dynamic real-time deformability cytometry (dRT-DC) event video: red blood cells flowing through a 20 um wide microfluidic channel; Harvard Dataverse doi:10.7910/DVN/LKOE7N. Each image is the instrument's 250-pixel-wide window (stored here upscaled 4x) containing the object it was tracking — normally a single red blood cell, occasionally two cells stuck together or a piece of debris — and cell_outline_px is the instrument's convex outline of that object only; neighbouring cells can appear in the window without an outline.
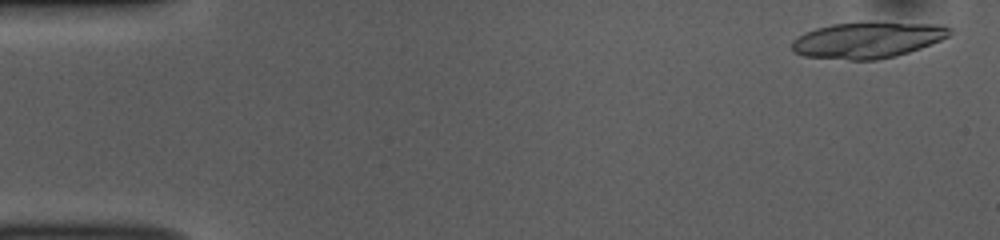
{"species": "common noctule bat (a hibernating species)", "species_latin": "Nyctalus noctula", "temperature_condition": "room temperature", "stored_images_in_passage": 38, "camera_frame_rate_fps": 3000, "um_per_image_px": 0.085, "animal": {"sex": "female", "body_mass_g": 10.0, "forearm_length_mm": 53.1}, "frame": {"image": 1, "passage_image": 2, "time_ms": 0.333, "image_size_px": [1000, 240], "cell_outline_px": [[952, 32], [948, 36], [940, 40], [920, 48], [896, 56], [876, 60], [848, 60], [804, 56], [792, 52], [792, 40], [804, 32], [816, 28], [832, 24], [876, 20], [944, 24], [952, 28]], "centroid_in_image_um": [73.77, 3.36], "position_along_channel_um": 11.2, "area_um2": 34.16}}
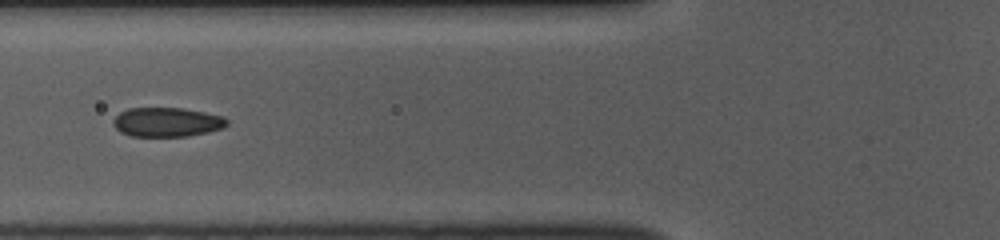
{"frame": {"image": 2, "passage_image": 19, "time_ms": 6.0, "image_size_px": [1000, 240], "cell_outline_px": [[228, 124], [224, 128], [208, 132], [188, 136], [132, 136], [120, 132], [112, 124], [112, 120], [120, 112], [128, 108], [184, 108], [224, 116], [228, 120]], "centroid_in_image_um": [14.2, 10.38], "position_along_channel_um": 111.6, "area_um2": 19.54}}
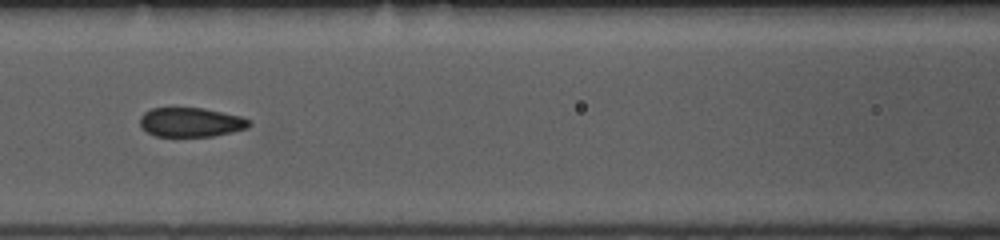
{"frame": {"image": 3, "passage_image": 22, "time_ms": 7.0, "image_size_px": [1000, 240], "cell_outline_px": [[252, 124], [248, 128], [232, 132], [212, 136], [156, 136], [148, 132], [140, 124], [140, 116], [144, 112], [152, 108], [204, 108], [240, 116], [252, 120]], "centroid_in_image_um": [16.26, 10.38], "position_along_channel_um": 150.3, "area_um2": 18.61}}